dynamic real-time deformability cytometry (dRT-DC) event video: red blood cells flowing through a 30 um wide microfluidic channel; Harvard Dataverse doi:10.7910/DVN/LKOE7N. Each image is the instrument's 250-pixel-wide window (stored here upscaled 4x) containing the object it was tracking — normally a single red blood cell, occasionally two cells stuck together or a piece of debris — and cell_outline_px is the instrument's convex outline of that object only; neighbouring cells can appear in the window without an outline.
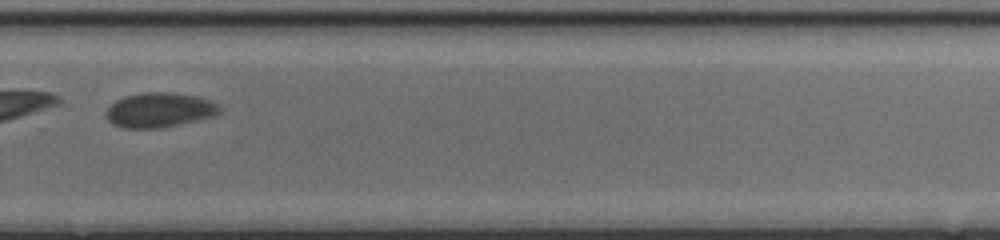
{"species": "common noctule bat (a hibernating species)", "species_latin": "Nyctalus noctula", "temperature_condition": "cold", "stored_images_in_passage": 34, "camera_frame_rate_fps": 3000, "um_per_image_px": 0.085, "animal": {"sex": "female", "body_mass_g": 17.0, "forearm_length_mm": 48.0}, "frame": {"image": 1, "passage_image": 20, "time_ms": 6.333, "image_size_px": [1000, 240], "cell_outline_px": [[224, 108], [216, 116], [180, 124], [160, 128], [124, 128], [112, 124], [104, 116], [104, 112], [116, 100], [124, 96], [144, 92], [172, 92], [200, 96], [212, 100], [220, 104]], "centroid_in_image_um": [13.61, 9.34], "position_along_channel_um": 316.2, "area_um2": 23.52}}